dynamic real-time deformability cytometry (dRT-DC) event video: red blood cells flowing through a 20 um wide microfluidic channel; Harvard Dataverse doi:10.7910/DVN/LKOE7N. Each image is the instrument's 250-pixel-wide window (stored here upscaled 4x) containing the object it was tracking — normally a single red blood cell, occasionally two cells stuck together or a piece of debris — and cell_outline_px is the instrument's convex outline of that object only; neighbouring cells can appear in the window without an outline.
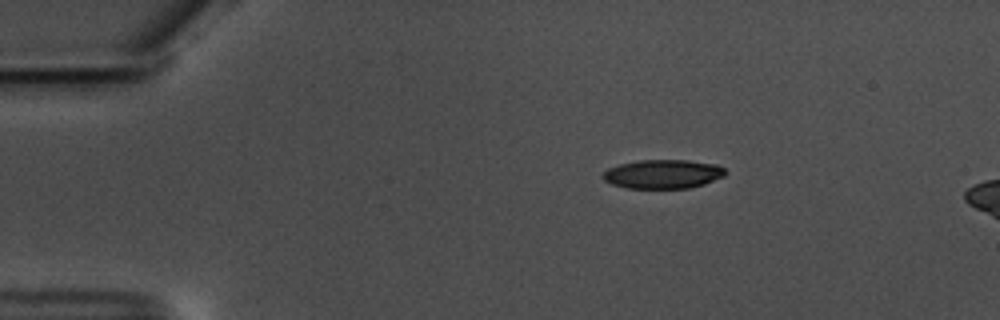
{"species": "common noctule bat (a hibernating species)", "species_latin": "Nyctalus noctula", "temperature_condition": "warm", "stored_images_in_passage": 8, "camera_frame_rate_fps": 3000, "um_per_image_px": 0.085, "animal": {"sex": "male", "body_mass_g": 17.5, "forearm_length_mm": 52.3}, "frame": {"image": 1, "passage_image": 1, "time_ms": 0.0, "image_size_px": [1000, 320], "cell_outline_px": [[728, 172], [724, 176], [704, 184], [688, 188], [628, 188], [612, 184], [604, 180], [600, 176], [608, 168], [620, 164], [640, 160], [684, 160], [716, 164], [724, 168]], "centroid_in_image_um": [56.35, 14.79], "position_along_channel_um": 28.7, "area_um2": 20.63}}